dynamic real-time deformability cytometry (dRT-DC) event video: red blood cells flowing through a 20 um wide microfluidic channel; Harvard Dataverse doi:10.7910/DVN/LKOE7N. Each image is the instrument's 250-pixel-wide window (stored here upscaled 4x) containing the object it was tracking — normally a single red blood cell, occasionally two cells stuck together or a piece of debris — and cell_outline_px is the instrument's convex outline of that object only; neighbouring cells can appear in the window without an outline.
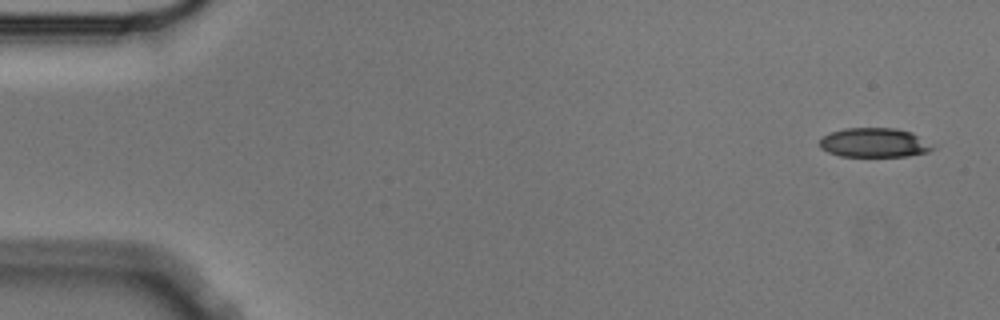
{"species": "Egyptian fruit bat (a non-hibernating species)", "species_latin": "Rousettus aegyptiacus", "temperature_condition": "cold", "stored_images_in_passage": 4, "camera_frame_rate_fps": 3000, "um_per_image_px": 0.085, "animal": {"sex": "male"}, "frame": {"image": 1, "passage_image": 1, "time_ms": 0.0, "image_size_px": [1000, 320], "cell_outline_px": [[936, 148], [928, 152], [908, 156], [840, 156], [828, 152], [820, 148], [820, 140], [824, 136], [832, 132], [844, 128], [896, 128], [912, 132], [936, 144]], "centroid_in_image_um": [74.39, 12.12], "position_along_channel_um": 10.6, "area_um2": 19.54}}
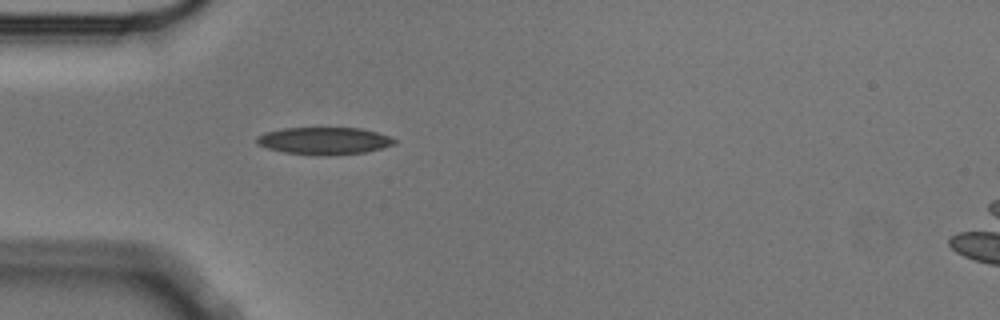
{"frame": {"image": 2, "passage_image": 4, "time_ms": 1.0, "image_size_px": [1000, 320], "cell_outline_px": [[396, 144], [364, 152], [328, 156], [324, 156], [284, 152], [268, 148], [256, 144], [256, 136], [264, 132], [284, 128], [360, 128], [376, 132], [388, 136], [396, 140]], "centroid_in_image_um": [27.52, 11.97], "position_along_channel_um": 57.5, "area_um2": 21.85}}